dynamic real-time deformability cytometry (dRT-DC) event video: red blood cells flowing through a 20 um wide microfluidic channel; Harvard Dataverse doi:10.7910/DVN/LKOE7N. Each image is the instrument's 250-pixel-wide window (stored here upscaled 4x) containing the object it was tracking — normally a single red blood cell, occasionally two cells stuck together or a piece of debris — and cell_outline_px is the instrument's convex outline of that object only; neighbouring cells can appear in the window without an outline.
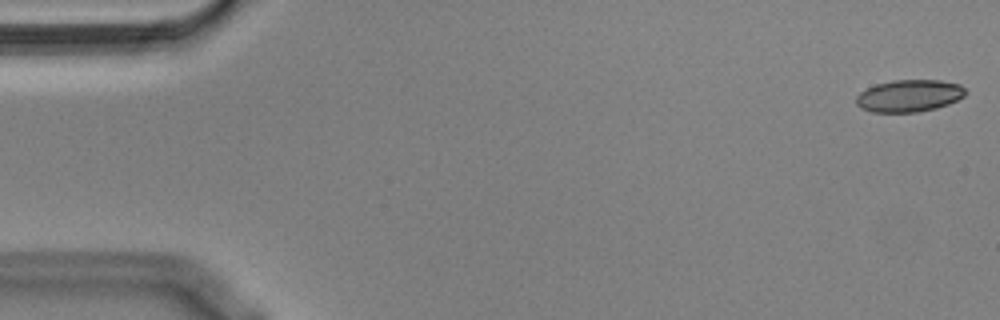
{"species": "Egyptian fruit bat (a non-hibernating species)", "species_latin": "Rousettus aegyptiacus", "temperature_condition": "cold", "stored_images_in_passage": 55, "camera_frame_rate_fps": 3000, "um_per_image_px": 0.085, "animal": {"sex": "male"}, "frame": {"image": 1, "passage_image": 1, "time_ms": 0.0, "image_size_px": [1000, 320], "cell_outline_px": [[968, 92], [964, 96], [948, 104], [936, 108], [916, 112], [872, 112], [860, 108], [856, 104], [856, 96], [860, 92], [876, 84], [892, 80], [940, 80], [960, 84]], "centroid_in_image_um": [77.28, 8.14], "position_along_channel_um": 7.7, "area_um2": 20.52}}
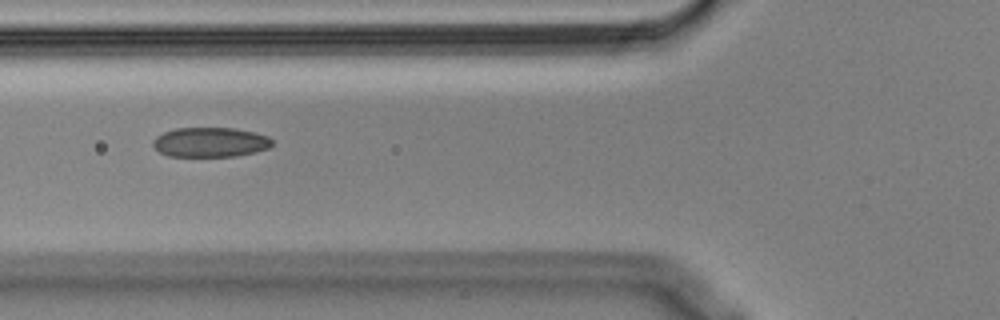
{"frame": {"image": 2, "passage_image": 20, "time_ms": 6.333, "image_size_px": [1000, 320], "cell_outline_px": [[272, 144], [268, 148], [236, 156], [168, 156], [160, 152], [152, 144], [152, 140], [156, 136], [164, 132], [176, 128], [232, 128], [256, 132], [268, 136], [272, 140]], "centroid_in_image_um": [17.85, 12.08], "position_along_channel_um": 107.9, "area_um2": 20.52}}
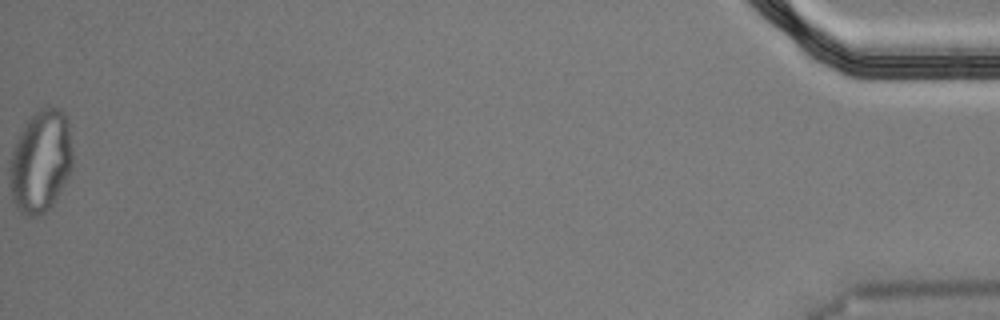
{"frame": {"image": 3, "passage_image": 55, "time_ms": 18.0, "image_size_px": [1000, 320], "cell_outline_px": [[72, 168], [56, 200], [40, 216], [24, 216], [20, 212], [12, 200], [12, 152], [16, 140], [20, 132], [28, 120], [40, 108], [48, 104], [60, 108], [64, 112], [68, 120], [72, 148]], "centroid_in_image_um": [3.5, 13.68], "position_along_channel_um": 431.7, "area_um2": 37.34}, "authors_computed_cell_mechanics": {"area_um2": 21.4438, "velocity_mm_per_s": 3.6386, "shape_relaxation_time_tau1_ms": null, "shape_relaxation_time_tau2_ms": 2.2268, "deformation_change_tau1": null, "deformation_change_tau2": 0.0792}}